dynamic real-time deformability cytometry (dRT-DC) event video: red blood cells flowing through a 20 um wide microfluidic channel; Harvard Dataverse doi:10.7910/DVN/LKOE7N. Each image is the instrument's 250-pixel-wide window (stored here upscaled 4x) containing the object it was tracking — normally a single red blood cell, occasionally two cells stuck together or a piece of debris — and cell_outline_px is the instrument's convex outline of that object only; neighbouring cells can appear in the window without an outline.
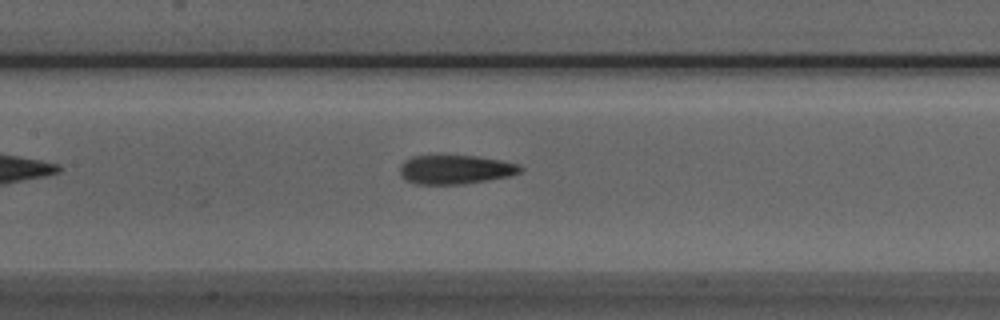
{"species": "Egyptian fruit bat (a non-hibernating species)", "species_latin": "Rousettus aegyptiacus", "temperature_condition": "room temperature", "stored_images_in_passage": 36, "camera_frame_rate_fps": 3000, "um_per_image_px": 0.085, "animal": {"sex": "male"}, "frame": {"image": 1, "passage_image": 10, "time_ms": 3.0, "image_size_px": [1000, 320], "cell_outline_px": [[524, 168], [520, 172], [508, 176], [464, 184], [412, 184], [404, 180], [400, 176], [400, 164], [404, 160], [412, 156], [476, 156], [500, 160], [516, 164]], "centroid_in_image_um": [38.63, 14.42], "position_along_channel_um": 168.8, "area_um2": 20.35}}
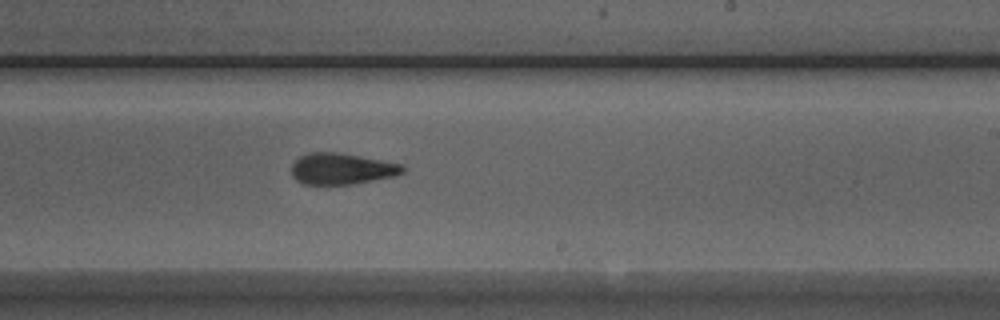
{"frame": {"image": 2, "passage_image": 17, "time_ms": 5.333, "image_size_px": [1000, 320], "cell_outline_px": [[408, 168], [404, 172], [392, 176], [352, 184], [304, 184], [296, 180], [292, 176], [292, 164], [300, 156], [308, 152], [340, 152], [404, 164]], "centroid_in_image_um": [29.06, 14.33], "position_along_channel_um": 259.9, "area_um2": 20.35}}
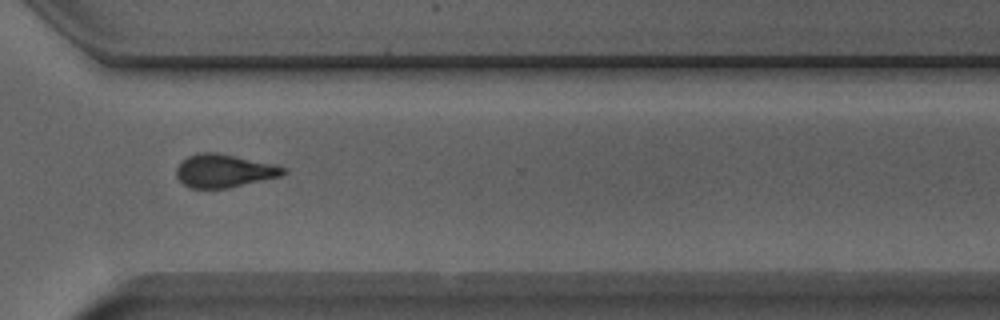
{"frame": {"image": 3, "passage_image": 24, "time_ms": 7.667, "image_size_px": [1000, 320], "cell_outline_px": [[288, 172], [280, 176], [228, 188], [188, 188], [176, 176], [176, 168], [188, 156], [196, 152], [220, 152], [276, 164], [288, 168]], "centroid_in_image_um": [19.08, 14.5], "position_along_channel_um": 351.5, "area_um2": 20.92}, "authors_computed_cell_mechanics": {"area_um2": 20.7502, "velocity_mm_per_s": 3.9254, "shape_relaxation_time_tau1_ms": null, "shape_relaxation_time_tau2_ms": 2.8213, "deformation_change_tau1": null, "deformation_change_tau2": 0.1131}}